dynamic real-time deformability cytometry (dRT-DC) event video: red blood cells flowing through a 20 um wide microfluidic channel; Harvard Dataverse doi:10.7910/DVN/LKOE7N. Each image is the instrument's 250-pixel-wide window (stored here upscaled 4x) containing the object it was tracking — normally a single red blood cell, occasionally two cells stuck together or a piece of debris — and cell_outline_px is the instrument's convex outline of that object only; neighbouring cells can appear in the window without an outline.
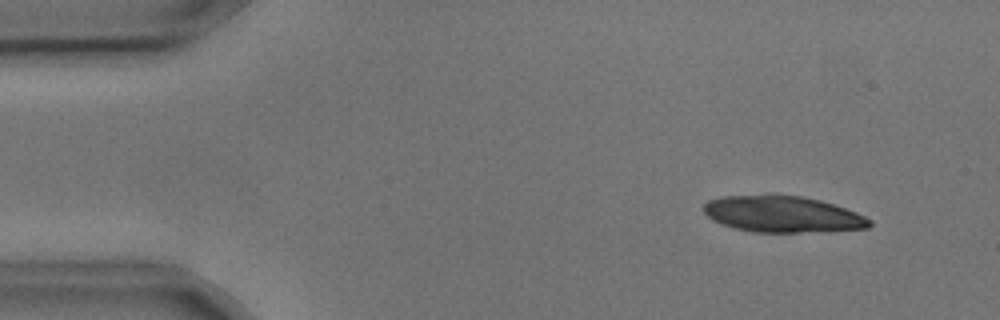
{"species": "common noctule bat (a hibernating species)", "species_latin": "Nyctalus noctula", "temperature_condition": "cold", "stored_images_in_passage": 5, "camera_frame_rate_fps": 3000, "um_per_image_px": 0.085, "animal": {"sex": "male", "body_mass_g": 17.9, "forearm_length_mm": 54.2}, "frame": {"image": 1, "passage_image": 1, "time_ms": 0.0, "image_size_px": [1000, 320], "cell_outline_px": [[872, 224], [868, 228], [796, 232], [756, 232], [736, 228], [712, 220], [704, 212], [704, 204], [708, 200], [724, 196], [800, 196], [820, 200], [856, 212], [872, 220]], "centroid_in_image_um": [66.52, 18.21], "position_along_channel_um": 18.5, "area_um2": 34.28}}
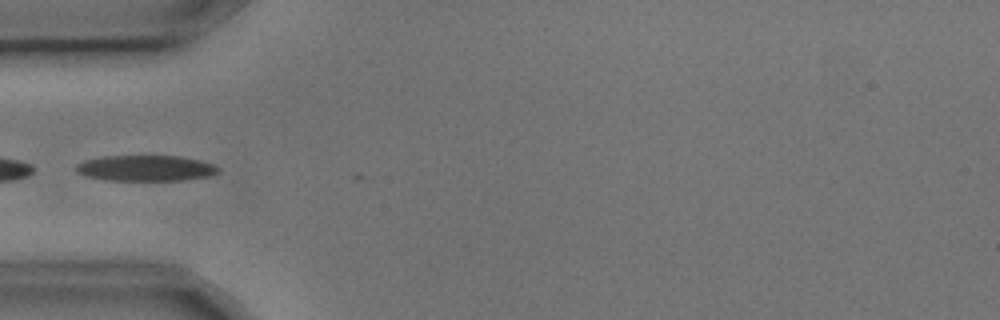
{"frame": {"image": 2, "passage_image": 4, "time_ms": 1.0, "image_size_px": [1000, 320], "cell_outline_px": [[220, 172], [208, 176], [180, 180], [104, 180], [88, 176], [76, 172], [76, 164], [84, 160], [100, 156], [180, 156], [200, 160], [212, 164], [220, 168]], "centroid_in_image_um": [12.37, 14.28], "position_along_channel_um": 72.6, "area_um2": 21.33}}